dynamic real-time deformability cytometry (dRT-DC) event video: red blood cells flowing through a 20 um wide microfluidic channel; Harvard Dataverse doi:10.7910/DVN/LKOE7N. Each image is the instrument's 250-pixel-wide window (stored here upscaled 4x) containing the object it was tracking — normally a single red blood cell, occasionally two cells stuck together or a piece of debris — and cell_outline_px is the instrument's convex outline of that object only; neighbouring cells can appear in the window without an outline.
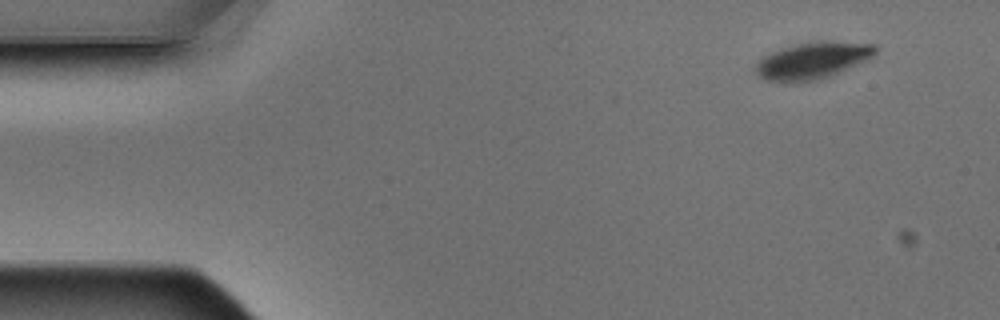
{"species": "Egyptian fruit bat (a non-hibernating species)", "species_latin": "Rousettus aegyptiacus", "temperature_condition": "warm", "stored_images_in_passage": 3, "camera_frame_rate_fps": 3000, "um_per_image_px": 0.085, "animal": {"sex": "male"}, "frame": {"image": 1, "passage_image": 1, "time_ms": 0.0, "image_size_px": [1000, 320], "cell_outline_px": [[876, 52], [868, 60], [828, 76], [816, 80], [764, 80], [756, 72], [756, 64], [764, 56], [772, 52], [796, 44], [876, 44]], "centroid_in_image_um": [69.05, 5.18], "position_along_channel_um": 16.0, "area_um2": 23.76}}